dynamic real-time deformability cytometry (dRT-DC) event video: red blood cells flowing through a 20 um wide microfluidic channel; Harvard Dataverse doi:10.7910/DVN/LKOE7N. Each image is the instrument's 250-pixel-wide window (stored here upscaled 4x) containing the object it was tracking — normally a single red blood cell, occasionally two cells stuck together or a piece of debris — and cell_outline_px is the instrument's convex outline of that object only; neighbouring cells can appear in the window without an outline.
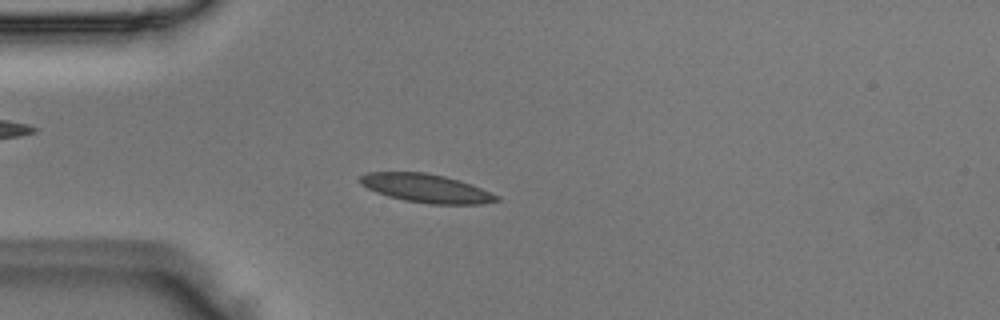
{"species": "Egyptian fruit bat (a non-hibernating species)", "species_latin": "Rousettus aegyptiacus", "temperature_condition": "room temperature", "stored_images_in_passage": 46, "camera_frame_rate_fps": 3000, "um_per_image_px": 0.085, "animal": {"sex": "male"}, "frame": {"image": 1, "passage_image": 8, "time_ms": 2.333, "image_size_px": [1000, 320], "cell_outline_px": [[500, 200], [480, 204], [428, 204], [404, 200], [388, 196], [376, 192], [360, 184], [360, 176], [368, 172], [424, 172], [444, 176], [480, 188], [500, 196]], "centroid_in_image_um": [36.2, 16.01], "position_along_channel_um": 48.8, "area_um2": 22.43}}
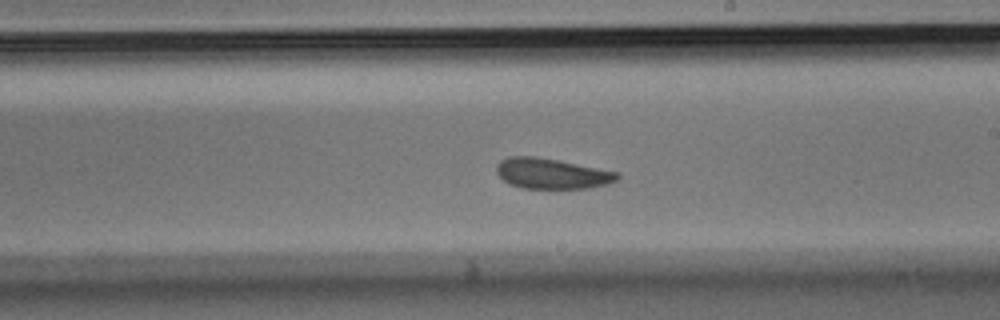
{"frame": {"image": 2, "passage_image": 24, "time_ms": 7.667, "image_size_px": [1000, 320], "cell_outline_px": [[620, 180], [608, 184], [588, 188], [520, 188], [508, 184], [496, 172], [496, 164], [500, 160], [508, 156], [536, 156], [560, 160], [620, 172]], "centroid_in_image_um": [46.92, 14.74], "position_along_channel_um": 242.1, "area_um2": 21.85}}
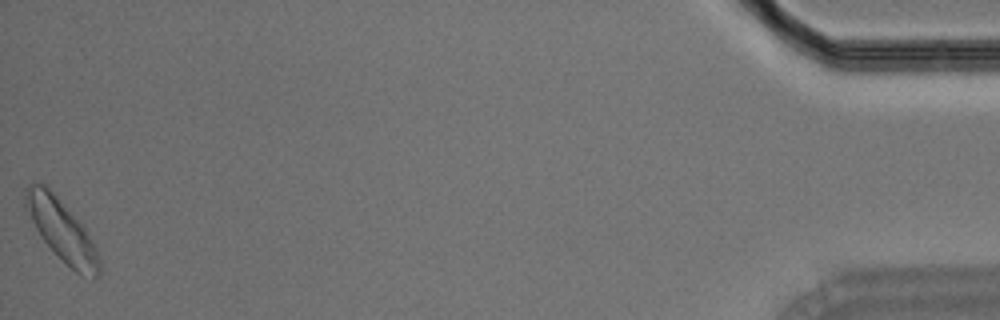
{"frame": {"image": 3, "passage_image": 46, "time_ms": 15.0, "image_size_px": [1000, 320], "cell_outline_px": [[100, 276], [92, 280], [80, 276], [40, 236], [24, 208], [24, 188], [32, 180], [36, 180], [44, 184], [56, 196], [84, 228], [96, 248], [100, 260]], "centroid_in_image_um": [5.22, 19.56], "position_along_channel_um": 430.0, "area_um2": 26.13}}